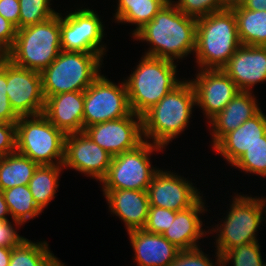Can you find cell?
<instances>
[{"instance_id": "1", "label": "cell", "mask_w": 266, "mask_h": 266, "mask_svg": "<svg viewBox=\"0 0 266 266\" xmlns=\"http://www.w3.org/2000/svg\"><path fill=\"white\" fill-rule=\"evenodd\" d=\"M196 29L197 19L185 15L169 0L152 21L131 37L150 46L143 55L181 62L194 54Z\"/></svg>"}, {"instance_id": "2", "label": "cell", "mask_w": 266, "mask_h": 266, "mask_svg": "<svg viewBox=\"0 0 266 266\" xmlns=\"http://www.w3.org/2000/svg\"><path fill=\"white\" fill-rule=\"evenodd\" d=\"M195 106L194 89L185 78L142 116L144 140L166 149L189 127Z\"/></svg>"}, {"instance_id": "3", "label": "cell", "mask_w": 266, "mask_h": 266, "mask_svg": "<svg viewBox=\"0 0 266 266\" xmlns=\"http://www.w3.org/2000/svg\"><path fill=\"white\" fill-rule=\"evenodd\" d=\"M177 66L168 59L141 56L133 72L123 78L133 113L142 117L185 79L177 75Z\"/></svg>"}, {"instance_id": "4", "label": "cell", "mask_w": 266, "mask_h": 266, "mask_svg": "<svg viewBox=\"0 0 266 266\" xmlns=\"http://www.w3.org/2000/svg\"><path fill=\"white\" fill-rule=\"evenodd\" d=\"M234 12L228 8L197 18L194 58L198 69H222L241 46Z\"/></svg>"}, {"instance_id": "5", "label": "cell", "mask_w": 266, "mask_h": 266, "mask_svg": "<svg viewBox=\"0 0 266 266\" xmlns=\"http://www.w3.org/2000/svg\"><path fill=\"white\" fill-rule=\"evenodd\" d=\"M233 193L226 216L219 224L211 225V229L207 226L210 235L216 233L213 236L214 246L216 245V252L220 256L234 247L257 242L258 229L265 222L264 208L259 196Z\"/></svg>"}, {"instance_id": "6", "label": "cell", "mask_w": 266, "mask_h": 266, "mask_svg": "<svg viewBox=\"0 0 266 266\" xmlns=\"http://www.w3.org/2000/svg\"><path fill=\"white\" fill-rule=\"evenodd\" d=\"M103 61L97 53L61 50L40 72L45 99L60 93L85 91L101 74Z\"/></svg>"}, {"instance_id": "7", "label": "cell", "mask_w": 266, "mask_h": 266, "mask_svg": "<svg viewBox=\"0 0 266 266\" xmlns=\"http://www.w3.org/2000/svg\"><path fill=\"white\" fill-rule=\"evenodd\" d=\"M60 13L50 19L17 29L8 59L15 65L41 72L61 51Z\"/></svg>"}, {"instance_id": "8", "label": "cell", "mask_w": 266, "mask_h": 266, "mask_svg": "<svg viewBox=\"0 0 266 266\" xmlns=\"http://www.w3.org/2000/svg\"><path fill=\"white\" fill-rule=\"evenodd\" d=\"M65 136L43 114L20 117L16 151L39 165H63Z\"/></svg>"}, {"instance_id": "9", "label": "cell", "mask_w": 266, "mask_h": 266, "mask_svg": "<svg viewBox=\"0 0 266 266\" xmlns=\"http://www.w3.org/2000/svg\"><path fill=\"white\" fill-rule=\"evenodd\" d=\"M163 147L144 140L136 148L112 157L107 174L100 182L102 189H129L147 191L153 176L160 169L152 165L154 152ZM152 154V155H151Z\"/></svg>"}, {"instance_id": "10", "label": "cell", "mask_w": 266, "mask_h": 266, "mask_svg": "<svg viewBox=\"0 0 266 266\" xmlns=\"http://www.w3.org/2000/svg\"><path fill=\"white\" fill-rule=\"evenodd\" d=\"M82 5L62 16L60 12V38L62 51L97 53L103 58L108 49L104 43L105 24L93 9ZM73 11V12H72Z\"/></svg>"}, {"instance_id": "11", "label": "cell", "mask_w": 266, "mask_h": 266, "mask_svg": "<svg viewBox=\"0 0 266 266\" xmlns=\"http://www.w3.org/2000/svg\"><path fill=\"white\" fill-rule=\"evenodd\" d=\"M132 113L124 80L114 83L100 74L84 91L83 127L124 118Z\"/></svg>"}, {"instance_id": "12", "label": "cell", "mask_w": 266, "mask_h": 266, "mask_svg": "<svg viewBox=\"0 0 266 266\" xmlns=\"http://www.w3.org/2000/svg\"><path fill=\"white\" fill-rule=\"evenodd\" d=\"M7 95L19 117L43 114L45 97L39 71L15 65L7 59Z\"/></svg>"}, {"instance_id": "13", "label": "cell", "mask_w": 266, "mask_h": 266, "mask_svg": "<svg viewBox=\"0 0 266 266\" xmlns=\"http://www.w3.org/2000/svg\"><path fill=\"white\" fill-rule=\"evenodd\" d=\"M196 70V77L189 81L195 92L196 107L202 110L207 125L240 90L222 69Z\"/></svg>"}, {"instance_id": "14", "label": "cell", "mask_w": 266, "mask_h": 266, "mask_svg": "<svg viewBox=\"0 0 266 266\" xmlns=\"http://www.w3.org/2000/svg\"><path fill=\"white\" fill-rule=\"evenodd\" d=\"M175 172L159 169L155 173L147 189L150 206L182 211L193 206L203 196L195 183Z\"/></svg>"}, {"instance_id": "15", "label": "cell", "mask_w": 266, "mask_h": 266, "mask_svg": "<svg viewBox=\"0 0 266 266\" xmlns=\"http://www.w3.org/2000/svg\"><path fill=\"white\" fill-rule=\"evenodd\" d=\"M112 157L93 142L84 131L65 136L63 162L65 170L74 169L86 177L101 182L108 172Z\"/></svg>"}, {"instance_id": "16", "label": "cell", "mask_w": 266, "mask_h": 266, "mask_svg": "<svg viewBox=\"0 0 266 266\" xmlns=\"http://www.w3.org/2000/svg\"><path fill=\"white\" fill-rule=\"evenodd\" d=\"M84 132L112 156L134 149L144 141L142 117L133 112L124 118L86 127Z\"/></svg>"}, {"instance_id": "17", "label": "cell", "mask_w": 266, "mask_h": 266, "mask_svg": "<svg viewBox=\"0 0 266 266\" xmlns=\"http://www.w3.org/2000/svg\"><path fill=\"white\" fill-rule=\"evenodd\" d=\"M222 70L240 91L253 92L256 84L266 83V46L241 45Z\"/></svg>"}, {"instance_id": "18", "label": "cell", "mask_w": 266, "mask_h": 266, "mask_svg": "<svg viewBox=\"0 0 266 266\" xmlns=\"http://www.w3.org/2000/svg\"><path fill=\"white\" fill-rule=\"evenodd\" d=\"M109 212L123 221L126 232L143 229L149 213L147 191L101 189Z\"/></svg>"}, {"instance_id": "19", "label": "cell", "mask_w": 266, "mask_h": 266, "mask_svg": "<svg viewBox=\"0 0 266 266\" xmlns=\"http://www.w3.org/2000/svg\"><path fill=\"white\" fill-rule=\"evenodd\" d=\"M203 196L190 208L176 211L175 219L162 234L170 243L180 250H190L200 247L199 240L207 237L208 229H204L202 216L208 211ZM206 205V206H205ZM201 217V218H200ZM199 242V243H198Z\"/></svg>"}, {"instance_id": "20", "label": "cell", "mask_w": 266, "mask_h": 266, "mask_svg": "<svg viewBox=\"0 0 266 266\" xmlns=\"http://www.w3.org/2000/svg\"><path fill=\"white\" fill-rule=\"evenodd\" d=\"M257 97L251 91H239L227 106L208 123L211 147L213 148L227 133L234 131L260 110Z\"/></svg>"}, {"instance_id": "21", "label": "cell", "mask_w": 266, "mask_h": 266, "mask_svg": "<svg viewBox=\"0 0 266 266\" xmlns=\"http://www.w3.org/2000/svg\"><path fill=\"white\" fill-rule=\"evenodd\" d=\"M84 91L47 97L43 115L65 135L84 131Z\"/></svg>"}, {"instance_id": "22", "label": "cell", "mask_w": 266, "mask_h": 266, "mask_svg": "<svg viewBox=\"0 0 266 266\" xmlns=\"http://www.w3.org/2000/svg\"><path fill=\"white\" fill-rule=\"evenodd\" d=\"M127 234L134 251L132 259L137 266H169L180 252L161 234L144 229L132 230Z\"/></svg>"}, {"instance_id": "23", "label": "cell", "mask_w": 266, "mask_h": 266, "mask_svg": "<svg viewBox=\"0 0 266 266\" xmlns=\"http://www.w3.org/2000/svg\"><path fill=\"white\" fill-rule=\"evenodd\" d=\"M266 133V114L260 110L234 131L227 133L213 148L232 166L252 145L262 141Z\"/></svg>"}, {"instance_id": "24", "label": "cell", "mask_w": 266, "mask_h": 266, "mask_svg": "<svg viewBox=\"0 0 266 266\" xmlns=\"http://www.w3.org/2000/svg\"><path fill=\"white\" fill-rule=\"evenodd\" d=\"M169 0H117V7L113 18L115 23L131 24L136 28L131 31L133 36L145 24L153 20L154 16Z\"/></svg>"}, {"instance_id": "25", "label": "cell", "mask_w": 266, "mask_h": 266, "mask_svg": "<svg viewBox=\"0 0 266 266\" xmlns=\"http://www.w3.org/2000/svg\"><path fill=\"white\" fill-rule=\"evenodd\" d=\"M236 17L237 30L242 45H266V10L254 11L241 3L229 7Z\"/></svg>"}, {"instance_id": "26", "label": "cell", "mask_w": 266, "mask_h": 266, "mask_svg": "<svg viewBox=\"0 0 266 266\" xmlns=\"http://www.w3.org/2000/svg\"><path fill=\"white\" fill-rule=\"evenodd\" d=\"M52 252L48 241L25 238L12 248L9 266H66Z\"/></svg>"}, {"instance_id": "27", "label": "cell", "mask_w": 266, "mask_h": 266, "mask_svg": "<svg viewBox=\"0 0 266 266\" xmlns=\"http://www.w3.org/2000/svg\"><path fill=\"white\" fill-rule=\"evenodd\" d=\"M38 166L17 151L0 157V190L28 185Z\"/></svg>"}, {"instance_id": "28", "label": "cell", "mask_w": 266, "mask_h": 266, "mask_svg": "<svg viewBox=\"0 0 266 266\" xmlns=\"http://www.w3.org/2000/svg\"><path fill=\"white\" fill-rule=\"evenodd\" d=\"M63 170V165H39L29 181V190L42 211L55 199Z\"/></svg>"}, {"instance_id": "29", "label": "cell", "mask_w": 266, "mask_h": 266, "mask_svg": "<svg viewBox=\"0 0 266 266\" xmlns=\"http://www.w3.org/2000/svg\"><path fill=\"white\" fill-rule=\"evenodd\" d=\"M3 196L12 221H18L22 226L44 213L35 203L28 185H19L3 190Z\"/></svg>"}, {"instance_id": "30", "label": "cell", "mask_w": 266, "mask_h": 266, "mask_svg": "<svg viewBox=\"0 0 266 266\" xmlns=\"http://www.w3.org/2000/svg\"><path fill=\"white\" fill-rule=\"evenodd\" d=\"M233 167L247 175L256 174L266 179V133L262 136V141L247 149L231 168Z\"/></svg>"}, {"instance_id": "31", "label": "cell", "mask_w": 266, "mask_h": 266, "mask_svg": "<svg viewBox=\"0 0 266 266\" xmlns=\"http://www.w3.org/2000/svg\"><path fill=\"white\" fill-rule=\"evenodd\" d=\"M53 0H19V29L44 22L58 12L51 8Z\"/></svg>"}, {"instance_id": "32", "label": "cell", "mask_w": 266, "mask_h": 266, "mask_svg": "<svg viewBox=\"0 0 266 266\" xmlns=\"http://www.w3.org/2000/svg\"><path fill=\"white\" fill-rule=\"evenodd\" d=\"M257 242L240 245L228 250L221 256L222 266H263L261 245Z\"/></svg>"}, {"instance_id": "33", "label": "cell", "mask_w": 266, "mask_h": 266, "mask_svg": "<svg viewBox=\"0 0 266 266\" xmlns=\"http://www.w3.org/2000/svg\"><path fill=\"white\" fill-rule=\"evenodd\" d=\"M171 2L185 15L196 19L229 8L225 0H171Z\"/></svg>"}, {"instance_id": "34", "label": "cell", "mask_w": 266, "mask_h": 266, "mask_svg": "<svg viewBox=\"0 0 266 266\" xmlns=\"http://www.w3.org/2000/svg\"><path fill=\"white\" fill-rule=\"evenodd\" d=\"M201 249L198 247L190 250H180L176 259L169 266H222L221 256L216 250L214 251L216 261H214V259H210L209 254L204 253Z\"/></svg>"}, {"instance_id": "35", "label": "cell", "mask_w": 266, "mask_h": 266, "mask_svg": "<svg viewBox=\"0 0 266 266\" xmlns=\"http://www.w3.org/2000/svg\"><path fill=\"white\" fill-rule=\"evenodd\" d=\"M176 211L166 208L150 206L144 230L151 233L163 234L173 223Z\"/></svg>"}, {"instance_id": "36", "label": "cell", "mask_w": 266, "mask_h": 266, "mask_svg": "<svg viewBox=\"0 0 266 266\" xmlns=\"http://www.w3.org/2000/svg\"><path fill=\"white\" fill-rule=\"evenodd\" d=\"M12 222L10 220H0V247L13 248L25 239L17 231V228L20 229L22 225L15 220Z\"/></svg>"}, {"instance_id": "37", "label": "cell", "mask_w": 266, "mask_h": 266, "mask_svg": "<svg viewBox=\"0 0 266 266\" xmlns=\"http://www.w3.org/2000/svg\"><path fill=\"white\" fill-rule=\"evenodd\" d=\"M16 151V123L0 122V157Z\"/></svg>"}, {"instance_id": "38", "label": "cell", "mask_w": 266, "mask_h": 266, "mask_svg": "<svg viewBox=\"0 0 266 266\" xmlns=\"http://www.w3.org/2000/svg\"><path fill=\"white\" fill-rule=\"evenodd\" d=\"M0 15L19 29V0H0Z\"/></svg>"}, {"instance_id": "39", "label": "cell", "mask_w": 266, "mask_h": 266, "mask_svg": "<svg viewBox=\"0 0 266 266\" xmlns=\"http://www.w3.org/2000/svg\"><path fill=\"white\" fill-rule=\"evenodd\" d=\"M17 28L0 15V44L9 51L15 42Z\"/></svg>"}, {"instance_id": "40", "label": "cell", "mask_w": 266, "mask_h": 266, "mask_svg": "<svg viewBox=\"0 0 266 266\" xmlns=\"http://www.w3.org/2000/svg\"><path fill=\"white\" fill-rule=\"evenodd\" d=\"M19 118L10 104L7 92H0V122L17 123Z\"/></svg>"}, {"instance_id": "41", "label": "cell", "mask_w": 266, "mask_h": 266, "mask_svg": "<svg viewBox=\"0 0 266 266\" xmlns=\"http://www.w3.org/2000/svg\"><path fill=\"white\" fill-rule=\"evenodd\" d=\"M241 4L249 10H266V0H243Z\"/></svg>"}, {"instance_id": "42", "label": "cell", "mask_w": 266, "mask_h": 266, "mask_svg": "<svg viewBox=\"0 0 266 266\" xmlns=\"http://www.w3.org/2000/svg\"><path fill=\"white\" fill-rule=\"evenodd\" d=\"M7 90V60L0 65V92Z\"/></svg>"}, {"instance_id": "43", "label": "cell", "mask_w": 266, "mask_h": 266, "mask_svg": "<svg viewBox=\"0 0 266 266\" xmlns=\"http://www.w3.org/2000/svg\"><path fill=\"white\" fill-rule=\"evenodd\" d=\"M12 248L0 247V266H9Z\"/></svg>"}, {"instance_id": "44", "label": "cell", "mask_w": 266, "mask_h": 266, "mask_svg": "<svg viewBox=\"0 0 266 266\" xmlns=\"http://www.w3.org/2000/svg\"><path fill=\"white\" fill-rule=\"evenodd\" d=\"M10 215L7 203L3 196V191L0 190V220H10L8 219Z\"/></svg>"}, {"instance_id": "45", "label": "cell", "mask_w": 266, "mask_h": 266, "mask_svg": "<svg viewBox=\"0 0 266 266\" xmlns=\"http://www.w3.org/2000/svg\"><path fill=\"white\" fill-rule=\"evenodd\" d=\"M8 59V51L0 44V65Z\"/></svg>"}, {"instance_id": "46", "label": "cell", "mask_w": 266, "mask_h": 266, "mask_svg": "<svg viewBox=\"0 0 266 266\" xmlns=\"http://www.w3.org/2000/svg\"><path fill=\"white\" fill-rule=\"evenodd\" d=\"M243 0H225V3L228 7H231L236 4H240Z\"/></svg>"}, {"instance_id": "47", "label": "cell", "mask_w": 266, "mask_h": 266, "mask_svg": "<svg viewBox=\"0 0 266 266\" xmlns=\"http://www.w3.org/2000/svg\"><path fill=\"white\" fill-rule=\"evenodd\" d=\"M259 197H261L260 199H261L262 204H263L264 216H265V224H266V197H263V195L262 196H259Z\"/></svg>"}]
</instances>
